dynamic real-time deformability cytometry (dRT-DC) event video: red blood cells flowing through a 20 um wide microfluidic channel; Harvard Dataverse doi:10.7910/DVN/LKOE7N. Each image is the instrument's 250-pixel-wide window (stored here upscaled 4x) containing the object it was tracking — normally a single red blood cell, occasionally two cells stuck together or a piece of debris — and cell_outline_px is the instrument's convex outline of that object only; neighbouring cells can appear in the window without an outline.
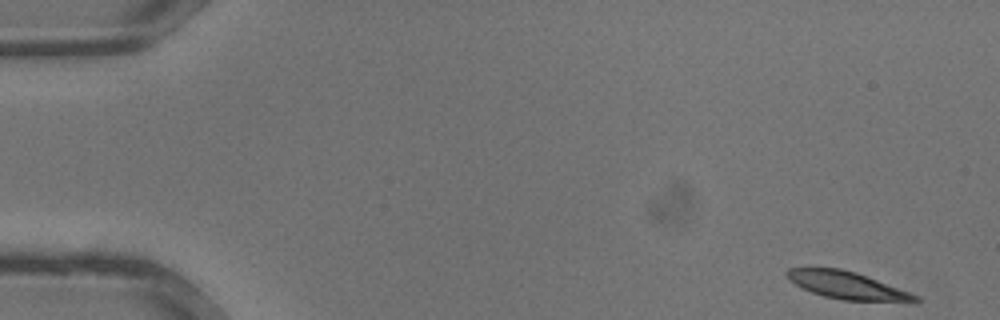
{"species": "common noctule bat (a hibernating species)", "species_latin": "Nyctalus noctula", "temperature_condition": "warm", "stored_images_in_passage": 34, "camera_frame_rate_fps": 3000, "um_per_image_px": 0.085, "animal": {"sex": "male", "body_mass_g": 13.3}, "frame": {"image": 1, "passage_image": 1, "time_ms": 0.0, "image_size_px": [1000, 320], "cell_outline_px": [[920, 300], [840, 300], [824, 296], [812, 292], [788, 280], [784, 272], [788, 268], [840, 268], [856, 272], [868, 276], [920, 296]], "centroid_in_image_um": [71.92, 24.22], "position_along_channel_um": 13.1, "area_um2": 20.0}}
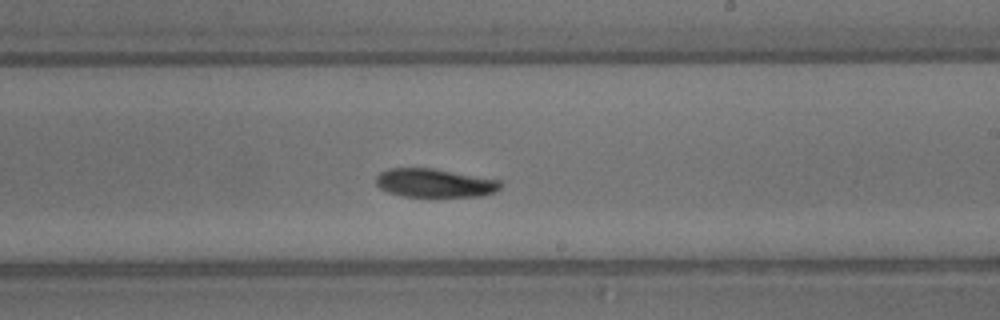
{"frame": {"image": 2, "passage_image": 20, "time_ms": 6.333, "image_size_px": [1000, 320], "cell_outline_px": [[504, 180], [500, 188], [496, 192], [480, 196], [404, 196], [388, 192], [380, 188], [376, 184], [376, 176], [380, 172], [388, 168], [432, 168]], "centroid_in_image_um": [36.98, 15.54], "position_along_channel_um": 252.0, "area_um2": 20.87}}
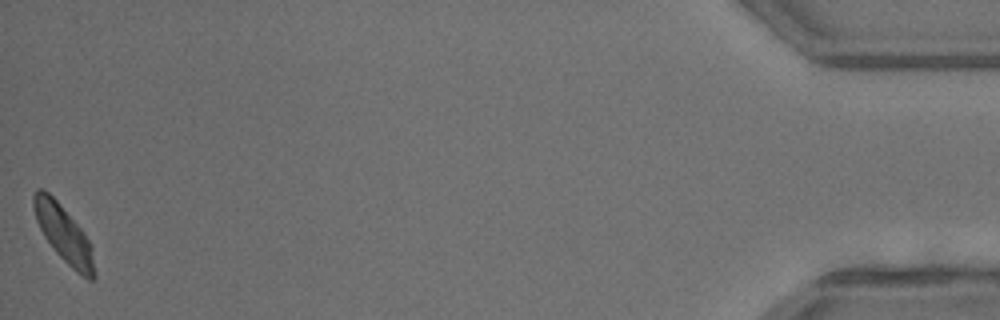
{"frame": {"image": 3, "passage_image": 34, "time_ms": 11.0, "image_size_px": [1000, 320], "cell_outline_px": [[96, 280], [88, 280], [76, 272], [56, 252], [44, 236], [36, 220], [32, 204], [32, 196], [36, 188], [44, 188], [60, 204], [84, 232], [92, 248], [96, 272]], "centroid_in_image_um": [5.43, 19.89], "position_along_channel_um": 429.8, "area_um2": 20.17}}